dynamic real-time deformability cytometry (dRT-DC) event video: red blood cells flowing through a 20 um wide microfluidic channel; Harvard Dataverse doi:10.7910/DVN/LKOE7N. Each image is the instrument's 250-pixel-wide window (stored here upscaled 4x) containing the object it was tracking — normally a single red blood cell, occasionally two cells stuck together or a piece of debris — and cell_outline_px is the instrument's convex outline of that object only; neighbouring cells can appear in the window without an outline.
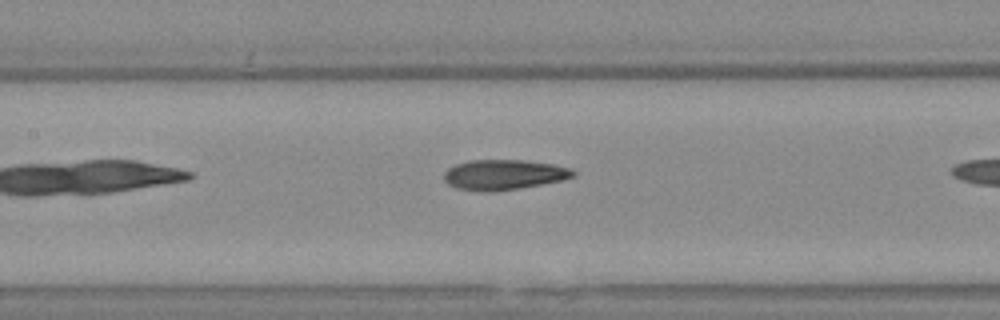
{"species": "Egyptian fruit bat (a non-hibernating species)", "species_latin": "Rousettus aegyptiacus", "temperature_condition": "warm", "stored_images_in_passage": 9, "camera_frame_rate_fps": 3000, "um_per_image_px": 0.085, "animal": {"sex": "female"}, "frame": {"image": 1, "passage_image": 8, "time_ms": 2.333, "image_size_px": [1000, 320], "cell_outline_px": [[576, 176], [560, 180], [520, 188], [488, 192], [480, 192], [456, 188], [448, 184], [444, 180], [444, 172], [448, 168], [456, 164], [468, 160], [524, 160], [552, 164], [572, 168], [576, 172]], "centroid_in_image_um": [42.8, 14.85], "position_along_channel_um": 164.6, "area_um2": 22.77}}